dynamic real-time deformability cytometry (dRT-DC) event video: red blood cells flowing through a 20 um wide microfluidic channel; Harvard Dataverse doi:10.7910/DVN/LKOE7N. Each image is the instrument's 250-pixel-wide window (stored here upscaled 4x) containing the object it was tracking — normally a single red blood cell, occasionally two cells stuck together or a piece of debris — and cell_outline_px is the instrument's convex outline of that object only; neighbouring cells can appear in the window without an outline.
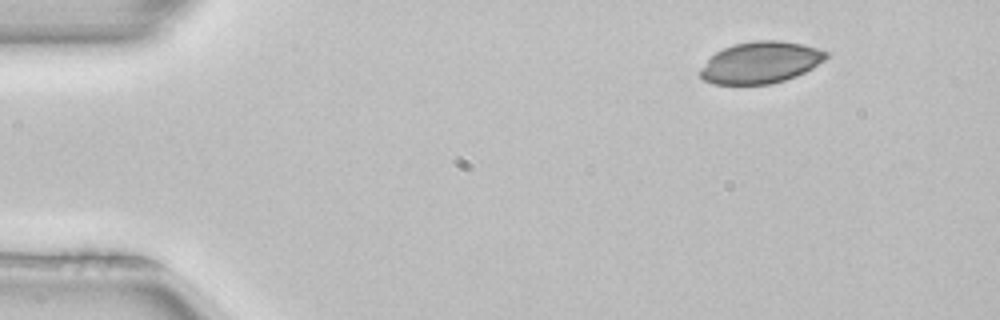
{"species": "common noctule bat (a hibernating species)", "species_latin": "Nyctalus noctula", "temperature_condition": "room temperature", "stored_images_in_passage": 3, "camera_frame_rate_fps": 3000, "um_per_image_px": 0.085, "animal": {"sex": "female", "body_mass_g": 22.7, "forearm_length_mm": 54.2}, "frame": {"image": 1, "passage_image": 1, "time_ms": 0.0, "image_size_px": [1000, 320], "cell_outline_px": [[828, 56], [824, 60], [812, 68], [796, 76], [772, 84], [712, 84], [704, 80], [700, 76], [700, 68], [716, 52], [724, 48], [736, 44], [756, 40], [780, 40], [800, 44], [816, 48], [828, 52]], "centroid_in_image_um": [64.64, 5.32], "position_along_channel_um": 20.4, "area_um2": 30.29}}